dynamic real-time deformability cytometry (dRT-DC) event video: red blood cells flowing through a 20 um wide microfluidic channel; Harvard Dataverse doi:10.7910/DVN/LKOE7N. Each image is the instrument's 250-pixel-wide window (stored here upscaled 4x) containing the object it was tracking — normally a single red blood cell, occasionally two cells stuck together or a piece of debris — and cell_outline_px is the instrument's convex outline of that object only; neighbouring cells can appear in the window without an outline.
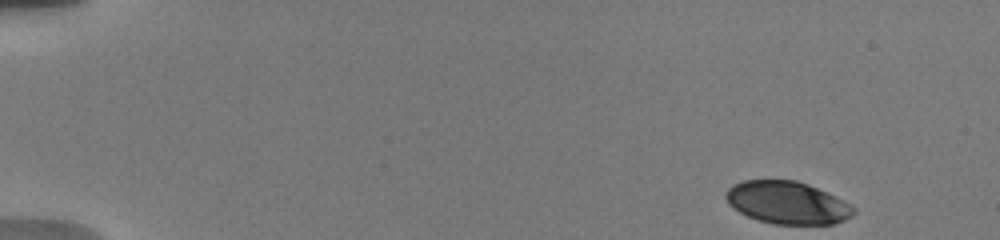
{"species": "human", "species_latin": "Homo sapiens", "temperature_condition": "warm", "stored_images_in_passage": 14, "camera_frame_rate_fps": 3000, "um_per_image_px": 0.085, "donor": {"sex": "male"}, "frame": {"image": 1, "passage_image": 1, "time_ms": 0.0, "image_size_px": [1000, 240], "cell_outline_px": [[856, 212], [852, 216], [836, 224], [772, 224], [748, 216], [732, 208], [728, 204], [724, 196], [724, 192], [732, 184], [744, 180], [796, 180], [808, 184], [856, 208]], "centroid_in_image_um": [66.87, 17.23], "position_along_channel_um": 18.1, "area_um2": 31.56}}
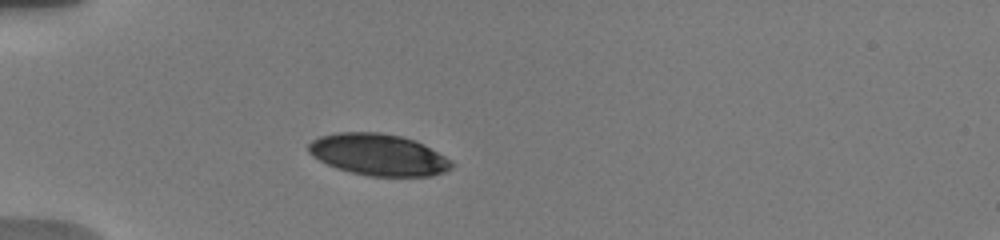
{"frame": {"image": 2, "passage_image": 10, "time_ms": 4.0, "image_size_px": [1000, 240], "cell_outline_px": [[452, 168], [444, 172], [432, 176], [368, 176], [336, 168], [312, 156], [308, 152], [308, 144], [312, 140], [320, 136], [336, 132], [380, 132], [404, 136], [416, 140], [424, 144], [452, 160]], "centroid_in_image_um": [32.18, 13.14], "position_along_channel_um": 52.8, "area_um2": 34.91}}
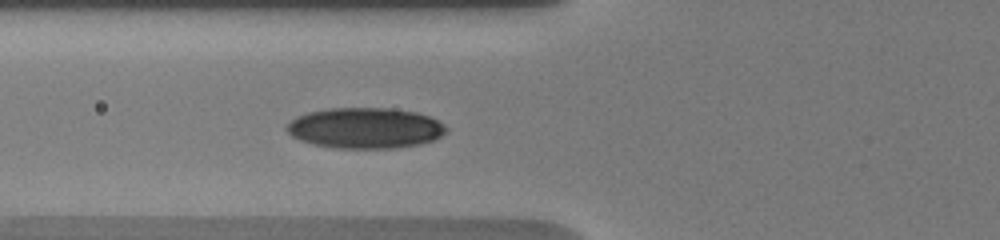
{"frame": {"image": 3, "passage_image": 14, "time_ms": 5.667, "image_size_px": [1000, 240], "cell_outline_px": [[448, 128], [440, 136], [432, 140], [420, 144], [396, 148], [336, 148], [312, 144], [300, 140], [292, 136], [284, 128], [296, 116], [308, 112], [328, 108], [388, 108], [416, 112], [428, 116], [444, 124]], "centroid_in_image_um": [31.01, 10.88], "position_along_channel_um": 94.8, "area_um2": 37.8}}